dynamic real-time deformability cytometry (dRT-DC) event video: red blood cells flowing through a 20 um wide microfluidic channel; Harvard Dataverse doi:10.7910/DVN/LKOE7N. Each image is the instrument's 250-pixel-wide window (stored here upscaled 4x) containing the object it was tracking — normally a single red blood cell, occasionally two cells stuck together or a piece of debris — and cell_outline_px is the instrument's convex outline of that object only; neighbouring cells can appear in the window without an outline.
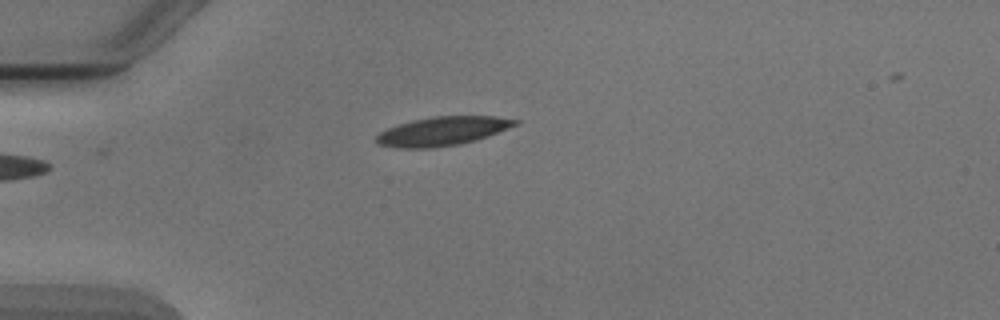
{"species": "Egyptian fruit bat (a non-hibernating species)", "species_latin": "Rousettus aegyptiacus", "temperature_condition": "cold", "stored_images_in_passage": 3, "camera_frame_rate_fps": 3000, "um_per_image_px": 0.085, "animal": {"sex": "male"}, "frame": {"image": 1, "passage_image": 1, "time_ms": 0.0, "image_size_px": [1000, 320], "cell_outline_px": [[520, 124], [488, 136], [476, 140], [460, 144], [432, 148], [396, 148], [376, 144], [376, 136], [380, 132], [388, 128], [412, 120], [432, 116], [496, 116], [520, 120]], "centroid_in_image_um": [37.64, 11.15], "position_along_channel_um": 47.4, "area_um2": 23.52}}
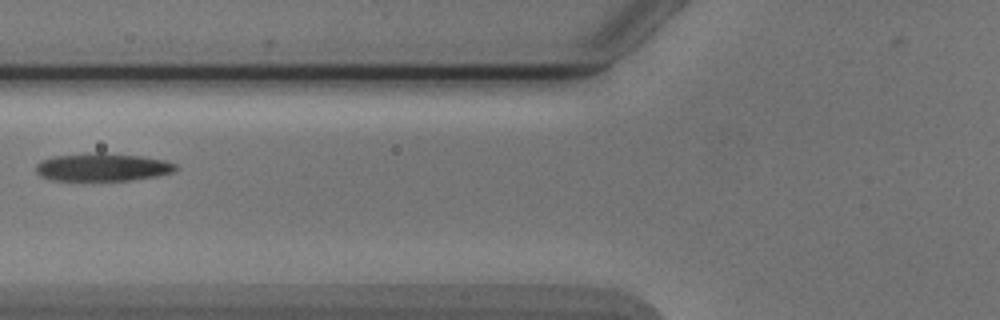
{"frame": {"image": 2, "passage_image": 3, "time_ms": 2.333, "image_size_px": [1000, 320], "cell_outline_px": [[180, 168], [172, 172], [156, 176], [128, 180], [52, 180], [40, 176], [36, 172], [36, 164], [40, 160], [52, 156], [96, 152], [104, 152], [140, 156], [164, 160], [176, 164]], "centroid_in_image_um": [8.69, 14.2], "position_along_channel_um": 117.1, "area_um2": 22.83}}